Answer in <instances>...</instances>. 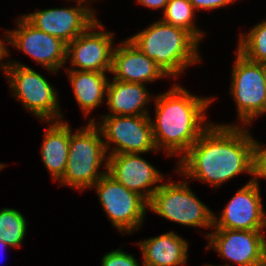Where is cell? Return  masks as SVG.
Wrapping results in <instances>:
<instances>
[{
  "instance_id": "1",
  "label": "cell",
  "mask_w": 266,
  "mask_h": 266,
  "mask_svg": "<svg viewBox=\"0 0 266 266\" xmlns=\"http://www.w3.org/2000/svg\"><path fill=\"white\" fill-rule=\"evenodd\" d=\"M256 140L237 124H211L178 161L175 171L219 187L239 173L254 176Z\"/></svg>"
},
{
  "instance_id": "2",
  "label": "cell",
  "mask_w": 266,
  "mask_h": 266,
  "mask_svg": "<svg viewBox=\"0 0 266 266\" xmlns=\"http://www.w3.org/2000/svg\"><path fill=\"white\" fill-rule=\"evenodd\" d=\"M214 98L191 95L179 85L155 97L156 119L151 121L157 150L182 157L212 124L204 112Z\"/></svg>"
},
{
  "instance_id": "3",
  "label": "cell",
  "mask_w": 266,
  "mask_h": 266,
  "mask_svg": "<svg viewBox=\"0 0 266 266\" xmlns=\"http://www.w3.org/2000/svg\"><path fill=\"white\" fill-rule=\"evenodd\" d=\"M169 76L176 78L188 66L199 62V41L187 30L161 19L128 38Z\"/></svg>"
},
{
  "instance_id": "4",
  "label": "cell",
  "mask_w": 266,
  "mask_h": 266,
  "mask_svg": "<svg viewBox=\"0 0 266 266\" xmlns=\"http://www.w3.org/2000/svg\"><path fill=\"white\" fill-rule=\"evenodd\" d=\"M101 136L94 118L85 127L78 129L75 134L69 126L68 160L65 173L58 181L61 182L60 185L84 191L92 188L107 173L108 155ZM101 165H104L106 170L99 172Z\"/></svg>"
},
{
  "instance_id": "5",
  "label": "cell",
  "mask_w": 266,
  "mask_h": 266,
  "mask_svg": "<svg viewBox=\"0 0 266 266\" xmlns=\"http://www.w3.org/2000/svg\"><path fill=\"white\" fill-rule=\"evenodd\" d=\"M4 74L13 96L34 116L46 122L63 119L57 90L45 77L17 61L8 62Z\"/></svg>"
},
{
  "instance_id": "6",
  "label": "cell",
  "mask_w": 266,
  "mask_h": 266,
  "mask_svg": "<svg viewBox=\"0 0 266 266\" xmlns=\"http://www.w3.org/2000/svg\"><path fill=\"white\" fill-rule=\"evenodd\" d=\"M188 185L187 180L162 183L147 207L164 219L184 226L213 228L214 212L196 197Z\"/></svg>"
},
{
  "instance_id": "7",
  "label": "cell",
  "mask_w": 266,
  "mask_h": 266,
  "mask_svg": "<svg viewBox=\"0 0 266 266\" xmlns=\"http://www.w3.org/2000/svg\"><path fill=\"white\" fill-rule=\"evenodd\" d=\"M230 94L236 102L238 118L246 126L266 108V64L247 59L236 50Z\"/></svg>"
},
{
  "instance_id": "8",
  "label": "cell",
  "mask_w": 266,
  "mask_h": 266,
  "mask_svg": "<svg viewBox=\"0 0 266 266\" xmlns=\"http://www.w3.org/2000/svg\"><path fill=\"white\" fill-rule=\"evenodd\" d=\"M101 118L102 121L95 124L99 125L106 152L111 150L108 155L158 151L149 115H104ZM111 143L115 144L113 149L109 148Z\"/></svg>"
},
{
  "instance_id": "9",
  "label": "cell",
  "mask_w": 266,
  "mask_h": 266,
  "mask_svg": "<svg viewBox=\"0 0 266 266\" xmlns=\"http://www.w3.org/2000/svg\"><path fill=\"white\" fill-rule=\"evenodd\" d=\"M96 189L102 208L121 233L131 234L141 227L148 202L138 193L127 189L108 173L93 186Z\"/></svg>"
},
{
  "instance_id": "10",
  "label": "cell",
  "mask_w": 266,
  "mask_h": 266,
  "mask_svg": "<svg viewBox=\"0 0 266 266\" xmlns=\"http://www.w3.org/2000/svg\"><path fill=\"white\" fill-rule=\"evenodd\" d=\"M16 24V30H9L4 35L8 43L28 54L51 73H57L67 61V44L36 28L24 16Z\"/></svg>"
},
{
  "instance_id": "11",
  "label": "cell",
  "mask_w": 266,
  "mask_h": 266,
  "mask_svg": "<svg viewBox=\"0 0 266 266\" xmlns=\"http://www.w3.org/2000/svg\"><path fill=\"white\" fill-rule=\"evenodd\" d=\"M205 234L206 249L213 247L224 259L239 266H266V238L263 230L212 229Z\"/></svg>"
},
{
  "instance_id": "12",
  "label": "cell",
  "mask_w": 266,
  "mask_h": 266,
  "mask_svg": "<svg viewBox=\"0 0 266 266\" xmlns=\"http://www.w3.org/2000/svg\"><path fill=\"white\" fill-rule=\"evenodd\" d=\"M103 28V25L96 20L82 34L67 44L66 59H69L73 66L67 70L111 71L114 34L104 31ZM96 29L103 30L95 31Z\"/></svg>"
},
{
  "instance_id": "13",
  "label": "cell",
  "mask_w": 266,
  "mask_h": 266,
  "mask_svg": "<svg viewBox=\"0 0 266 266\" xmlns=\"http://www.w3.org/2000/svg\"><path fill=\"white\" fill-rule=\"evenodd\" d=\"M258 182V179L252 178L236 192L220 218L214 214L213 228L250 231L266 228V216Z\"/></svg>"
},
{
  "instance_id": "14",
  "label": "cell",
  "mask_w": 266,
  "mask_h": 266,
  "mask_svg": "<svg viewBox=\"0 0 266 266\" xmlns=\"http://www.w3.org/2000/svg\"><path fill=\"white\" fill-rule=\"evenodd\" d=\"M76 1L77 7L50 8L23 16L36 28L68 44L97 20L96 11L82 5L90 0Z\"/></svg>"
},
{
  "instance_id": "15",
  "label": "cell",
  "mask_w": 266,
  "mask_h": 266,
  "mask_svg": "<svg viewBox=\"0 0 266 266\" xmlns=\"http://www.w3.org/2000/svg\"><path fill=\"white\" fill-rule=\"evenodd\" d=\"M139 155L140 153L108 155L107 173L148 202L161 186L156 183L164 180V175Z\"/></svg>"
},
{
  "instance_id": "16",
  "label": "cell",
  "mask_w": 266,
  "mask_h": 266,
  "mask_svg": "<svg viewBox=\"0 0 266 266\" xmlns=\"http://www.w3.org/2000/svg\"><path fill=\"white\" fill-rule=\"evenodd\" d=\"M119 45L114 48L112 55L110 73L114 74L113 79L145 84L167 76L154 60L147 57L129 39Z\"/></svg>"
},
{
  "instance_id": "17",
  "label": "cell",
  "mask_w": 266,
  "mask_h": 266,
  "mask_svg": "<svg viewBox=\"0 0 266 266\" xmlns=\"http://www.w3.org/2000/svg\"><path fill=\"white\" fill-rule=\"evenodd\" d=\"M137 244L143 255V266H184L187 263L189 245L173 231Z\"/></svg>"
},
{
  "instance_id": "18",
  "label": "cell",
  "mask_w": 266,
  "mask_h": 266,
  "mask_svg": "<svg viewBox=\"0 0 266 266\" xmlns=\"http://www.w3.org/2000/svg\"><path fill=\"white\" fill-rule=\"evenodd\" d=\"M109 107L106 115L139 116L148 115L145 105L151 101V96L145 84L129 83L113 79L109 80L106 92Z\"/></svg>"
},
{
  "instance_id": "19",
  "label": "cell",
  "mask_w": 266,
  "mask_h": 266,
  "mask_svg": "<svg viewBox=\"0 0 266 266\" xmlns=\"http://www.w3.org/2000/svg\"><path fill=\"white\" fill-rule=\"evenodd\" d=\"M51 125L45 131L41 145V157L54 181H59L66 168L69 153V125L65 121L46 122Z\"/></svg>"
},
{
  "instance_id": "20",
  "label": "cell",
  "mask_w": 266,
  "mask_h": 266,
  "mask_svg": "<svg viewBox=\"0 0 266 266\" xmlns=\"http://www.w3.org/2000/svg\"><path fill=\"white\" fill-rule=\"evenodd\" d=\"M73 94L85 117L104 101L109 80L107 72L67 70Z\"/></svg>"
},
{
  "instance_id": "21",
  "label": "cell",
  "mask_w": 266,
  "mask_h": 266,
  "mask_svg": "<svg viewBox=\"0 0 266 266\" xmlns=\"http://www.w3.org/2000/svg\"><path fill=\"white\" fill-rule=\"evenodd\" d=\"M163 12V19H161L163 22L187 30L199 42L204 37V33L197 28L193 21L195 9L190 0H169Z\"/></svg>"
},
{
  "instance_id": "22",
  "label": "cell",
  "mask_w": 266,
  "mask_h": 266,
  "mask_svg": "<svg viewBox=\"0 0 266 266\" xmlns=\"http://www.w3.org/2000/svg\"><path fill=\"white\" fill-rule=\"evenodd\" d=\"M26 230V219L20 211L12 208L0 210V239L7 243L9 247H21Z\"/></svg>"
},
{
  "instance_id": "23",
  "label": "cell",
  "mask_w": 266,
  "mask_h": 266,
  "mask_svg": "<svg viewBox=\"0 0 266 266\" xmlns=\"http://www.w3.org/2000/svg\"><path fill=\"white\" fill-rule=\"evenodd\" d=\"M240 35L237 50L251 61L266 64V20Z\"/></svg>"
},
{
  "instance_id": "24",
  "label": "cell",
  "mask_w": 266,
  "mask_h": 266,
  "mask_svg": "<svg viewBox=\"0 0 266 266\" xmlns=\"http://www.w3.org/2000/svg\"><path fill=\"white\" fill-rule=\"evenodd\" d=\"M101 266H140L136 258L121 249L113 250L102 258Z\"/></svg>"
},
{
  "instance_id": "25",
  "label": "cell",
  "mask_w": 266,
  "mask_h": 266,
  "mask_svg": "<svg viewBox=\"0 0 266 266\" xmlns=\"http://www.w3.org/2000/svg\"><path fill=\"white\" fill-rule=\"evenodd\" d=\"M266 179V147L256 141L254 148V179Z\"/></svg>"
},
{
  "instance_id": "26",
  "label": "cell",
  "mask_w": 266,
  "mask_h": 266,
  "mask_svg": "<svg viewBox=\"0 0 266 266\" xmlns=\"http://www.w3.org/2000/svg\"><path fill=\"white\" fill-rule=\"evenodd\" d=\"M236 0H190L193 8L195 10L205 9L212 10L217 8H222Z\"/></svg>"
},
{
  "instance_id": "27",
  "label": "cell",
  "mask_w": 266,
  "mask_h": 266,
  "mask_svg": "<svg viewBox=\"0 0 266 266\" xmlns=\"http://www.w3.org/2000/svg\"><path fill=\"white\" fill-rule=\"evenodd\" d=\"M139 4L148 7L149 9H163L165 11L169 0H136Z\"/></svg>"
},
{
  "instance_id": "28",
  "label": "cell",
  "mask_w": 266,
  "mask_h": 266,
  "mask_svg": "<svg viewBox=\"0 0 266 266\" xmlns=\"http://www.w3.org/2000/svg\"><path fill=\"white\" fill-rule=\"evenodd\" d=\"M9 51L7 50L6 44L4 45V41L0 38V61L2 62L3 58H8ZM0 62V68H2V71L4 72V69L7 66V62Z\"/></svg>"
},
{
  "instance_id": "29",
  "label": "cell",
  "mask_w": 266,
  "mask_h": 266,
  "mask_svg": "<svg viewBox=\"0 0 266 266\" xmlns=\"http://www.w3.org/2000/svg\"><path fill=\"white\" fill-rule=\"evenodd\" d=\"M9 245L7 243H5L3 240L0 239V249L2 248H5V247H8ZM1 249V250H2Z\"/></svg>"
},
{
  "instance_id": "30",
  "label": "cell",
  "mask_w": 266,
  "mask_h": 266,
  "mask_svg": "<svg viewBox=\"0 0 266 266\" xmlns=\"http://www.w3.org/2000/svg\"><path fill=\"white\" fill-rule=\"evenodd\" d=\"M5 167V164L0 163V170H2Z\"/></svg>"
},
{
  "instance_id": "31",
  "label": "cell",
  "mask_w": 266,
  "mask_h": 266,
  "mask_svg": "<svg viewBox=\"0 0 266 266\" xmlns=\"http://www.w3.org/2000/svg\"><path fill=\"white\" fill-rule=\"evenodd\" d=\"M206 266H216V265H210V264H208V265H206ZM224 266H234V265H230V263L229 264H225Z\"/></svg>"
}]
</instances>
